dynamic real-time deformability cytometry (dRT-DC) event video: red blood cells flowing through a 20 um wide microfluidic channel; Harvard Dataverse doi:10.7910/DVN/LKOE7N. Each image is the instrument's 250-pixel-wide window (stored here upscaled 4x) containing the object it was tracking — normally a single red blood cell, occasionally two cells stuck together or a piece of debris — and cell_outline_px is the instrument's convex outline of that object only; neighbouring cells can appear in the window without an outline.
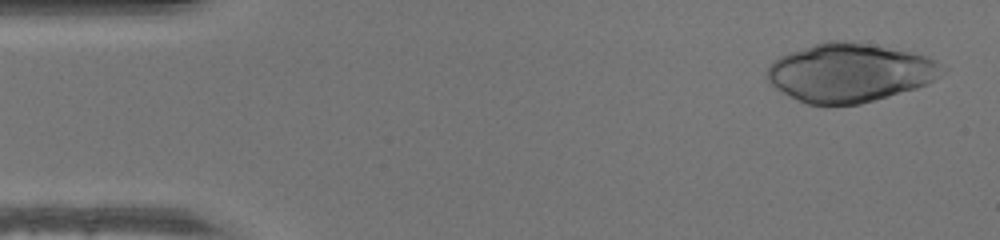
{"species": "human", "species_latin": "Homo sapiens", "temperature_condition": "warm", "stored_images_in_passage": 47, "camera_frame_rate_fps": 3000, "um_per_image_px": 0.085, "donor": {"sex": "male"}, "frame": {"image": 1, "passage_image": 2, "time_ms": 0.333, "image_size_px": [1000, 240], "cell_outline_px": [[948, 72], [928, 84], [916, 88], [876, 100], [860, 104], [808, 104], [796, 100], [776, 88], [764, 76], [768, 68], [780, 56], [788, 52], [828, 40], [844, 40], [908, 52], [924, 56], [936, 60], [948, 68]], "centroid_in_image_um": [72.26, 6.18], "position_along_channel_um": 12.7, "area_um2": 59.71}}